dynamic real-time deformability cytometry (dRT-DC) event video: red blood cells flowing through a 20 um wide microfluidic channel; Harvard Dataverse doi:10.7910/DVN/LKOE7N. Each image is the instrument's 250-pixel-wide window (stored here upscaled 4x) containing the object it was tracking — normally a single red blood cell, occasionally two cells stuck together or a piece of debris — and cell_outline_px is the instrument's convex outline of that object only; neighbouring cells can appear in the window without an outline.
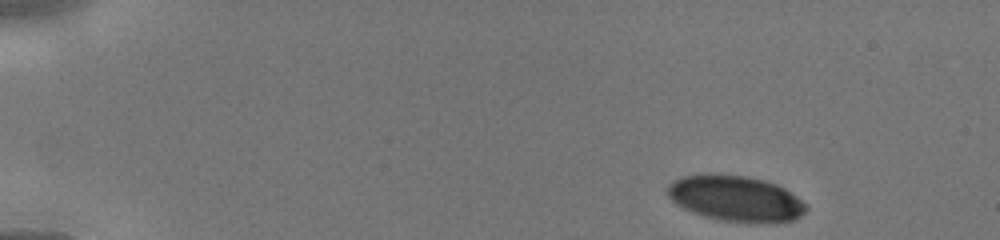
{"species": "human", "species_latin": "Homo sapiens", "temperature_condition": "cold", "stored_images_in_passage": 10, "camera_frame_rate_fps": 3000, "um_per_image_px": 0.085, "donor": {"sex": "male"}, "frame": {"image": 1, "passage_image": 1, "time_ms": 0.0, "image_size_px": [1000, 240], "cell_outline_px": [[808, 208], [796, 220], [768, 224], [748, 224], [720, 220], [704, 216], [692, 212], [676, 204], [668, 196], [668, 184], [672, 180], [684, 176], [744, 176], [764, 180], [776, 184], [784, 188], [796, 196]], "centroid_in_image_um": [62.57, 16.93], "position_along_channel_um": 22.4, "area_um2": 36.7}}
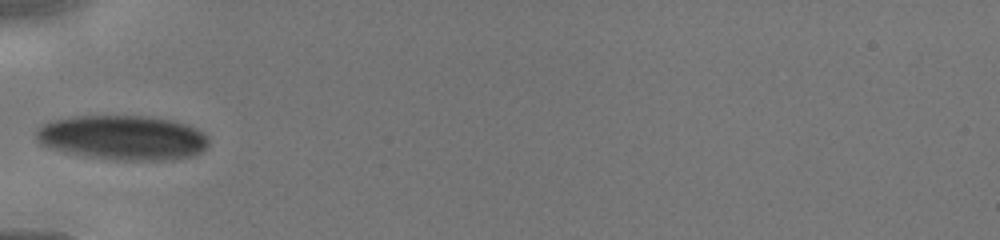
{"frame": {"image": 2, "passage_image": 9, "time_ms": 3.667, "image_size_px": [1000, 240], "cell_outline_px": [[208, 144], [200, 152], [192, 156], [168, 160], [116, 160], [88, 156], [40, 144], [36, 136], [36, 128], [52, 120], [68, 116], [144, 116], [172, 120], [196, 128], [208, 136]], "centroid_in_image_um": [10.45, 11.68], "position_along_channel_um": 74.5, "area_um2": 44.51}}